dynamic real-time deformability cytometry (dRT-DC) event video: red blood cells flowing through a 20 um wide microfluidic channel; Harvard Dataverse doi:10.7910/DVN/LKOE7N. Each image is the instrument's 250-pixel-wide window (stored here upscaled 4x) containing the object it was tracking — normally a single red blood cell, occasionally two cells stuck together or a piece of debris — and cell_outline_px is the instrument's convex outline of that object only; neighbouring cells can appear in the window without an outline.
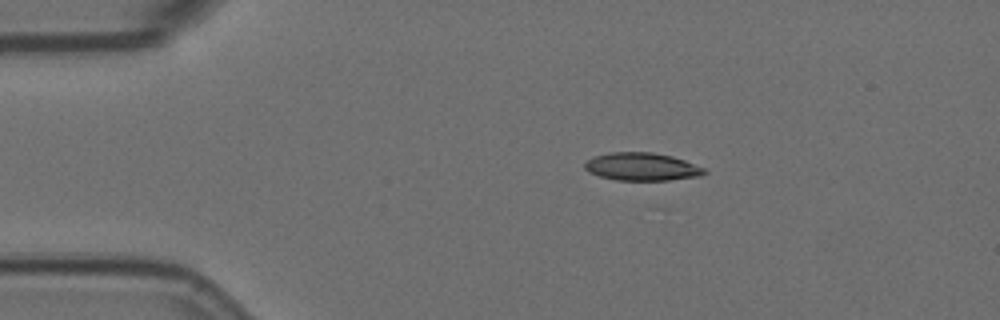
{"species": "Egyptian fruit bat (a non-hibernating species)", "species_latin": "Rousettus aegyptiacus", "temperature_condition": "room temperature", "stored_images_in_passage": 4, "camera_frame_rate_fps": 3000, "um_per_image_px": 0.085, "animal": {"sex": "female"}, "frame": {"image": 1, "passage_image": 1, "time_ms": 0.0, "image_size_px": [1000, 320], "cell_outline_px": [[708, 172], [700, 176], [668, 180], [616, 180], [600, 176], [588, 172], [584, 168], [584, 164], [592, 156], [608, 152], [652, 152], [672, 156], [684, 160], [704, 168]], "centroid_in_image_um": [54.53, 14.16], "position_along_channel_um": 30.5, "area_um2": 19.48}}
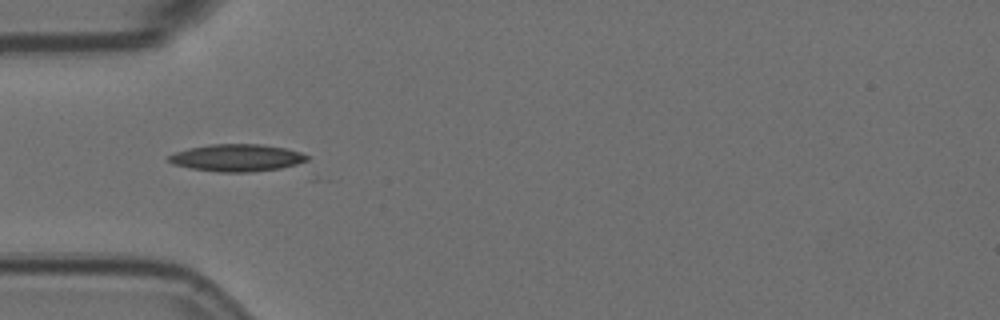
{"frame": {"image": 2, "passage_image": 3, "time_ms": 0.667, "image_size_px": [1000, 320], "cell_outline_px": [[308, 160], [296, 164], [280, 168], [248, 172], [216, 172], [192, 168], [172, 164], [168, 160], [168, 156], [176, 152], [192, 148], [212, 144], [260, 144], [284, 148], [300, 152], [308, 156]], "centroid_in_image_um": [20.13, 13.41], "position_along_channel_um": 64.9, "area_um2": 21.62}}